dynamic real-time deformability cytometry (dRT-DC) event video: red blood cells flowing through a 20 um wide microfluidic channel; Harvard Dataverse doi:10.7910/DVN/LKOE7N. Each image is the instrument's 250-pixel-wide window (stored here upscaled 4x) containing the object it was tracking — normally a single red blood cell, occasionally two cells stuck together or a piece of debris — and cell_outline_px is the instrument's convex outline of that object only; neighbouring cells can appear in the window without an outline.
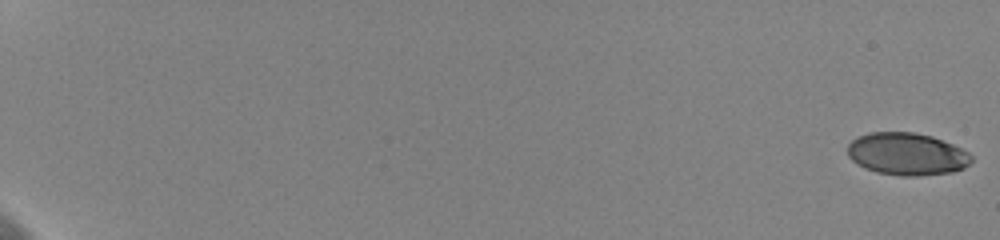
{"species": "human", "species_latin": "Homo sapiens", "temperature_condition": "cold", "stored_images_in_passage": 60, "camera_frame_rate_fps": 3000, "um_per_image_px": 0.085, "donor": {"sex": "female"}, "frame": {"image": 1, "passage_image": 1, "time_ms": 0.0, "image_size_px": [1000, 240], "cell_outline_px": [[972, 160], [964, 168], [952, 172], [916, 176], [900, 176], [876, 172], [864, 168], [856, 164], [848, 156], [848, 144], [856, 136], [868, 132], [912, 132], [932, 136], [952, 144], [968, 152], [972, 156]], "centroid_in_image_um": [77.05, 13.09], "position_along_channel_um": 7.9, "area_um2": 30.75}}
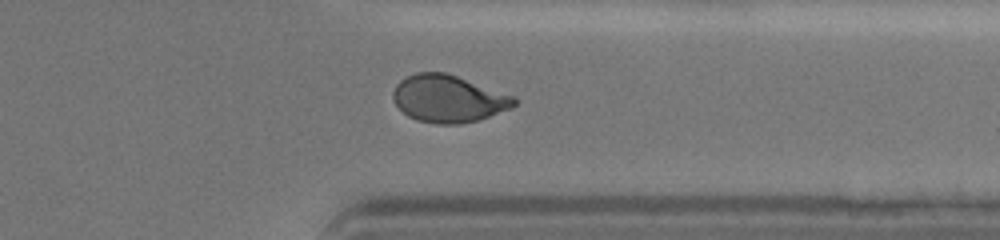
{"frame": {"image": 2, "passage_image": 50, "time_ms": 16.333, "image_size_px": [1000, 240], "cell_outline_px": [[516, 104], [512, 108], [476, 120], [460, 124], [436, 124], [416, 120], [408, 116], [396, 104], [392, 96], [392, 92], [396, 84], [400, 80], [416, 72], [444, 72], [516, 96]], "centroid_in_image_um": [38.11, 8.39], "position_along_channel_um": 373.3, "area_um2": 33.23}}
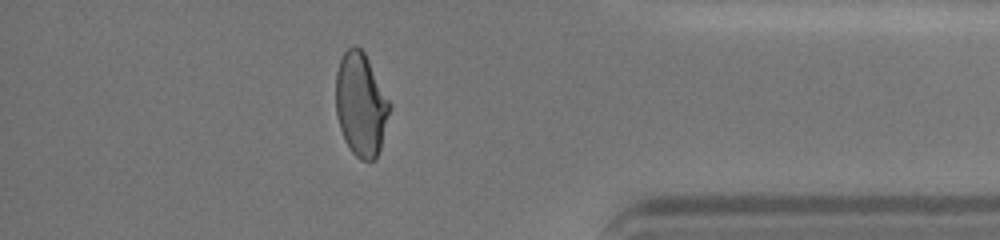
{"frame": {"image": 3, "passage_image": 54, "time_ms": 17.667, "image_size_px": [1000, 240], "cell_outline_px": [[392, 108], [380, 148], [376, 160], [360, 160], [352, 152], [340, 128], [336, 116], [336, 72], [340, 60], [344, 52], [352, 44], [356, 44], [364, 52], [392, 104]], "centroid_in_image_um": [30.69, 8.87], "position_along_channel_um": 404.5, "area_um2": 32.6}, "authors_computed_cell_mechanics": {"area_um2": 32.5414, "velocity_mm_per_s": 3.6196, "shape_relaxation_time_tau1_ms": 5.2199, "shape_relaxation_time_tau2_ms": 1.1335, "deformation_change_tau1": 0.1518, "deformation_change_tau2": 0.0452}}